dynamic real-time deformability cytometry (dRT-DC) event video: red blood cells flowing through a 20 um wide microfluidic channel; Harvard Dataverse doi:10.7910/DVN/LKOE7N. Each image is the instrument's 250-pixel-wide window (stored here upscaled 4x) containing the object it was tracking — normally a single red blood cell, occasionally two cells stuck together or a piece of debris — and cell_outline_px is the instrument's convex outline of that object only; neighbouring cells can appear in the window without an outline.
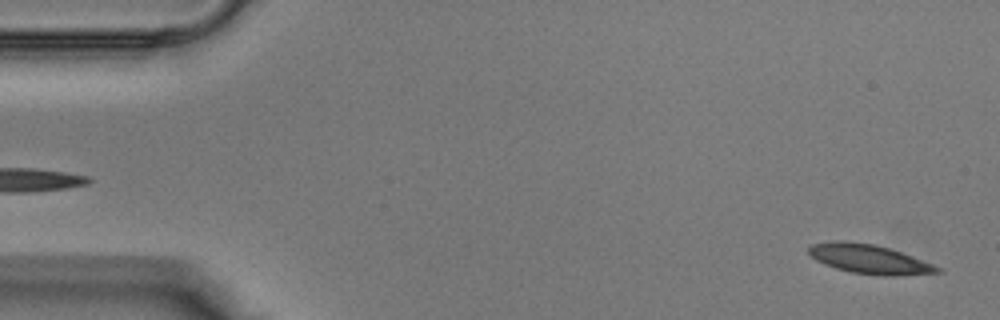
{"species": "Egyptian fruit bat (a non-hibernating species)", "species_latin": "Rousettus aegyptiacus", "temperature_condition": "warm", "stored_images_in_passage": 38, "camera_frame_rate_fps": 3000, "um_per_image_px": 0.085, "animal": {"sex": "male"}, "frame": {"image": 1, "passage_image": 1, "time_ms": 0.0, "image_size_px": [1000, 320], "cell_outline_px": [[940, 272], [896, 276], [880, 276], [852, 272], [836, 268], [824, 264], [816, 260], [808, 252], [808, 248], [812, 244], [832, 240], [876, 244], [900, 252], [932, 264], [940, 268]], "centroid_in_image_um": [73.84, 22.02], "position_along_channel_um": 11.2, "area_um2": 21.62}}
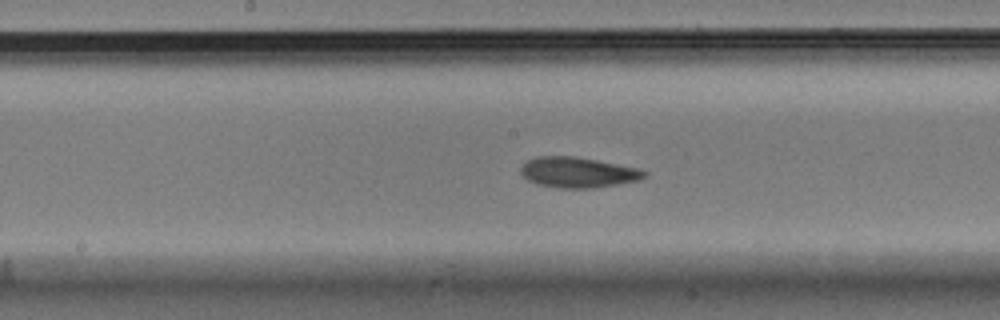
{"frame": {"image": 2, "passage_image": 19, "time_ms": 6.0, "image_size_px": [1000, 320], "cell_outline_px": [[648, 172], [640, 180], [592, 188], [556, 188], [536, 184], [528, 180], [520, 172], [520, 168], [528, 160], [536, 156], [572, 156], [596, 160], [636, 168]], "centroid_in_image_um": [49.07, 14.66], "position_along_channel_um": 199.1, "area_um2": 21.73}}
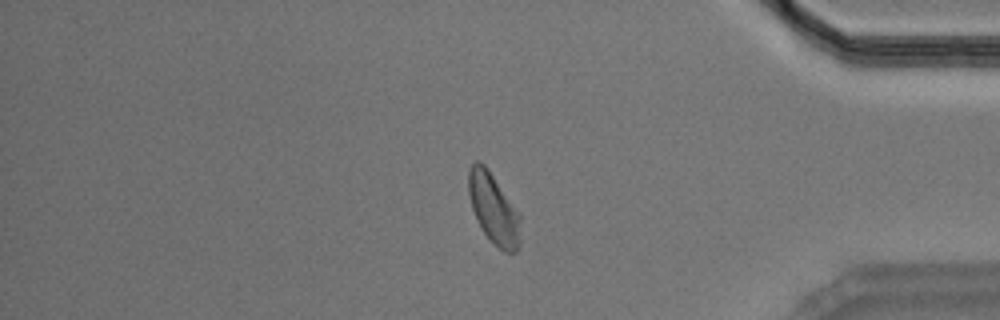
{"frame": {"image": 3, "passage_image": 32, "time_ms": 10.333, "image_size_px": [1000, 320], "cell_outline_px": [[520, 244], [516, 252], [504, 252], [484, 232], [472, 208], [468, 192], [468, 172], [472, 164], [476, 160], [484, 164], [488, 168], [520, 212]], "centroid_in_image_um": [41.98, 17.7], "position_along_channel_um": 393.2, "area_um2": 21.21}}